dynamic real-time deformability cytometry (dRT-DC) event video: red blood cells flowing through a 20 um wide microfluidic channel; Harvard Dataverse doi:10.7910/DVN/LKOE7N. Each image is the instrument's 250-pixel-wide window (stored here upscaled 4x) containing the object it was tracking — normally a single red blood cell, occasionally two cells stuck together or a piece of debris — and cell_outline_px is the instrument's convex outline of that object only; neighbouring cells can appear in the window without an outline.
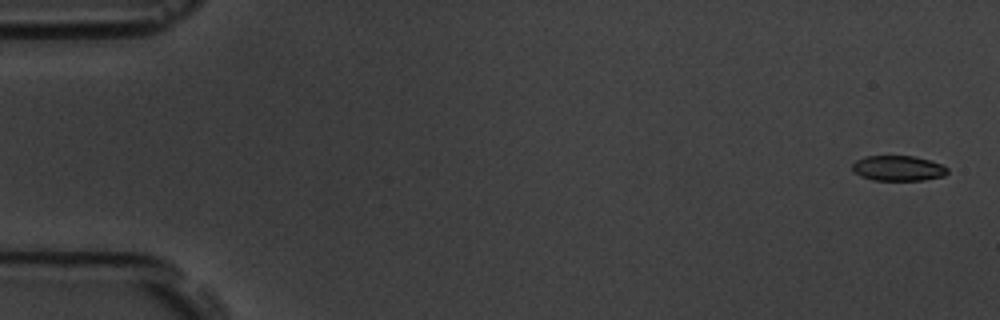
{"species": "common noctule bat (a hibernating species)", "species_latin": "Nyctalus noctula", "temperature_condition": "room temperature", "stored_images_in_passage": 5, "camera_frame_rate_fps": 3000, "um_per_image_px": 0.085, "animal": {"sex": "male", "body_mass_g": 19.5, "forearm_length_mm": 54.6}, "frame": {"image": 1, "passage_image": 1, "time_ms": 0.0, "image_size_px": [1000, 320], "cell_outline_px": [[948, 172], [944, 176], [924, 180], [872, 180], [860, 176], [852, 168], [852, 164], [856, 160], [864, 156], [912, 156], [928, 160], [940, 164], [948, 168]], "centroid_in_image_um": [76.33, 14.3], "position_along_channel_um": 8.7, "area_um2": 13.93}}
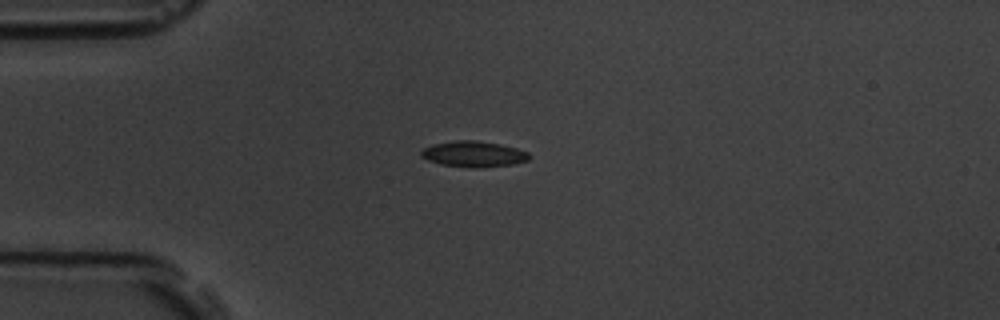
{"frame": {"image": 2, "passage_image": 4, "time_ms": 4.333, "image_size_px": [1000, 320], "cell_outline_px": [[528, 160], [512, 164], [472, 168], [440, 164], [428, 160], [420, 156], [420, 152], [424, 148], [432, 144], [452, 140], [476, 140], [500, 144], [516, 148], [528, 152]], "centroid_in_image_um": [40.2, 13.08], "position_along_channel_um": 44.8, "area_um2": 16.18}}